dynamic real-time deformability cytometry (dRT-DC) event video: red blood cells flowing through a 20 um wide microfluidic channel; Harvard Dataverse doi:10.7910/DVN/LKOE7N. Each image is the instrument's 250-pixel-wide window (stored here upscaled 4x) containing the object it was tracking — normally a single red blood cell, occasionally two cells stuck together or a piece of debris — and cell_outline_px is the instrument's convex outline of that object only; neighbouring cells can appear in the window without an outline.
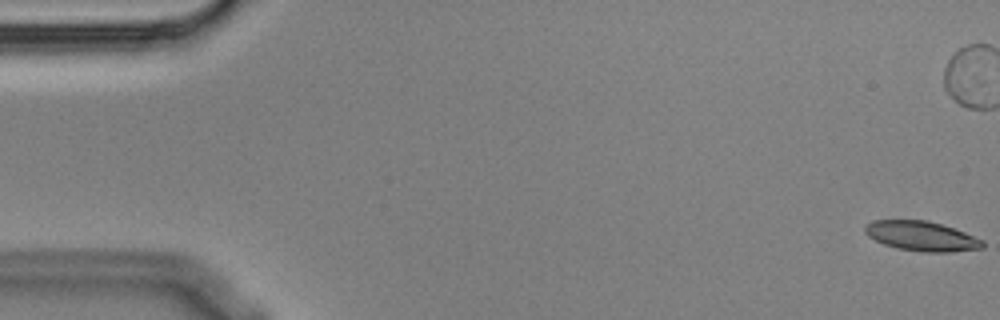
{"species": "Egyptian fruit bat (a non-hibernating species)", "species_latin": "Rousettus aegyptiacus", "temperature_condition": "cold", "stored_images_in_passage": 9, "camera_frame_rate_fps": 3000, "um_per_image_px": 0.085, "animal": {"sex": "male"}, "frame": {"image": 1, "passage_image": 1, "time_ms": 0.0, "image_size_px": [1000, 320], "cell_outline_px": [[984, 248], [952, 252], [924, 252], [900, 248], [884, 244], [868, 236], [864, 232], [864, 228], [872, 220], [928, 220], [964, 232], [984, 240]], "centroid_in_image_um": [78.35, 20.07], "position_along_channel_um": 6.6, "area_um2": 20.23}}
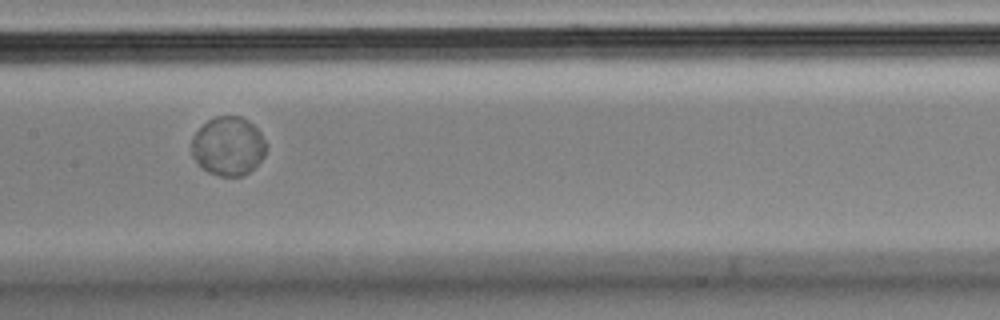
{"frame": {"image": 2, "passage_image": 8, "time_ms": 2.333, "image_size_px": [1000, 320], "cell_outline_px": [[268, 148], [264, 156], [244, 176], [220, 176], [208, 172], [192, 156], [192, 136], [208, 120], [216, 116], [240, 116], [248, 120], [260, 132], [268, 144]], "centroid_in_image_um": [19.42, 12.41], "position_along_channel_um": 188.0, "area_um2": 25.49}}
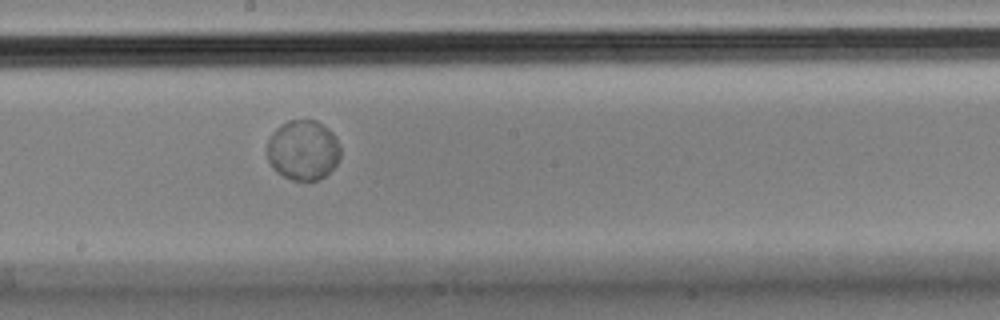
{"frame": {"image": 3, "passage_image": 9, "time_ms": 2.667, "image_size_px": [1000, 320], "cell_outline_px": [[340, 156], [336, 164], [320, 180], [292, 180], [276, 172], [272, 168], [268, 160], [268, 140], [272, 132], [280, 124], [288, 120], [316, 120], [328, 128], [332, 132], [340, 148]], "centroid_in_image_um": [25.74, 12.75], "position_along_channel_um": 222.5, "area_um2": 25.66}}